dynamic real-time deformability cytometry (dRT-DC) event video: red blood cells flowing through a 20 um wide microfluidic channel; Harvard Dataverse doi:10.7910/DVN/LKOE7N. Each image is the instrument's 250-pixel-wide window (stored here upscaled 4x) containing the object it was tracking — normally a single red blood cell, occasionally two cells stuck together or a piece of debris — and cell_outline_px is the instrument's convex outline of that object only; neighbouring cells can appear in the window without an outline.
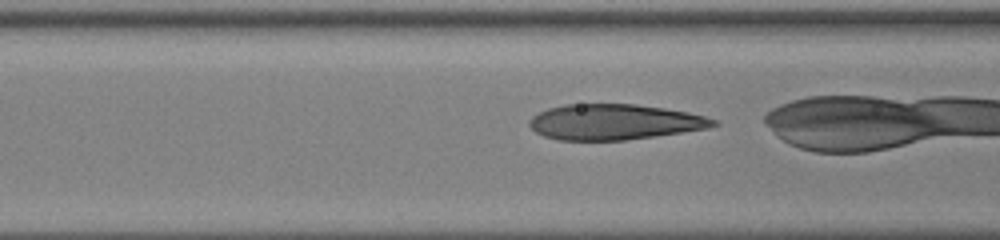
{"species": "human", "species_latin": "Homo sapiens", "temperature_condition": "warm", "stored_images_in_passage": 36, "camera_frame_rate_fps": 3000, "um_per_image_px": 0.085, "donor": {"sex": "male"}, "frame": {"image": 1, "passage_image": 17, "time_ms": 5.333, "image_size_px": [1000, 240], "cell_outline_px": [[720, 124], [708, 128], [624, 140], [560, 140], [544, 136], [536, 132], [528, 124], [528, 120], [532, 116], [548, 108], [564, 104], [636, 104], [664, 108], [688, 112], [704, 116], [716, 120]], "centroid_in_image_um": [52.2, 10.36], "position_along_channel_um": 114.4, "area_um2": 37.92}}
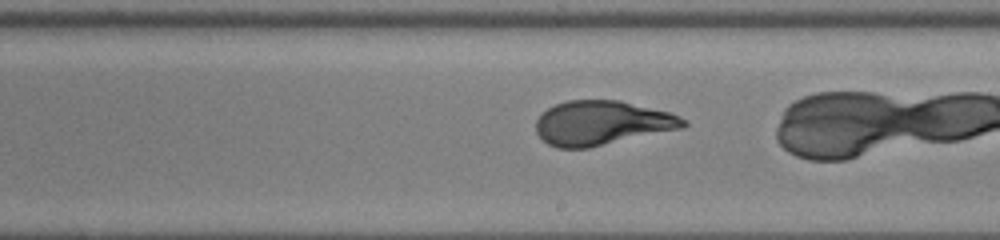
{"frame": {"image": 2, "passage_image": 26, "time_ms": 8.333, "image_size_px": [1000, 240], "cell_outline_px": [[688, 124], [684, 128], [588, 148], [556, 148], [548, 144], [536, 132], [536, 120], [548, 108], [556, 104], [568, 100], [620, 100], [668, 112], [680, 116], [688, 120]], "centroid_in_image_um": [51.19, 10.46], "position_along_channel_um": 237.8, "area_um2": 38.09}}
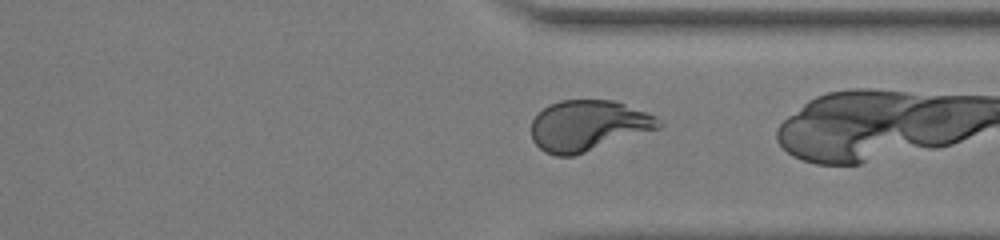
{"frame": {"image": 3, "passage_image": 35, "time_ms": 11.333, "image_size_px": [1000, 240], "cell_outline_px": [[664, 124], [660, 128], [572, 156], [556, 156], [544, 152], [532, 140], [532, 120], [548, 104], [560, 100], [612, 100], [648, 112], [656, 116]], "centroid_in_image_um": [49.99, 10.67], "position_along_channel_um": 361.4, "area_um2": 37.51}}